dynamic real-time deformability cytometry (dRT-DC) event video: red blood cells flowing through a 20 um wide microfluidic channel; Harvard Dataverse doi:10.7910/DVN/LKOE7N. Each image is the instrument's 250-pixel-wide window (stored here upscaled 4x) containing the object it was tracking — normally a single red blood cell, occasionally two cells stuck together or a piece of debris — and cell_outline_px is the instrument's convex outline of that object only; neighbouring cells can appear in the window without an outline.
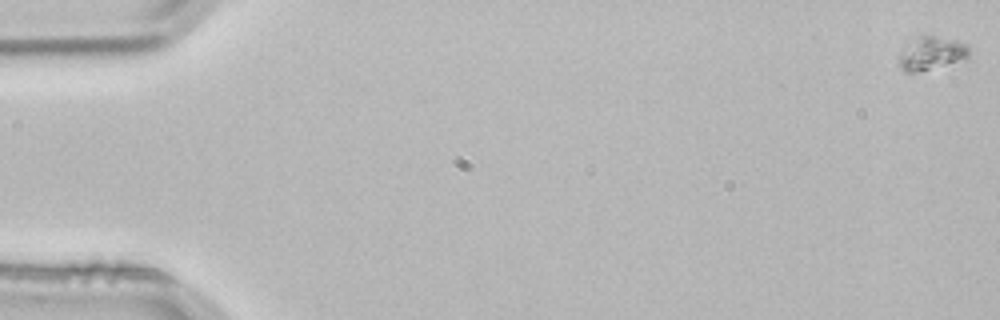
{"species": "common noctule bat (a hibernating species)", "species_latin": "Nyctalus noctula", "temperature_condition": "room temperature", "stored_images_in_passage": 5, "camera_frame_rate_fps": 3000, "um_per_image_px": 0.085, "animal": {"sex": "male", "body_mass_g": 21.5, "forearm_length_mm": 52.0}, "frame": {"image": 1, "passage_image": 1, "time_ms": 0.0, "image_size_px": [1000, 320], "cell_outline_px": [[968, 60], [912, 72], [904, 72], [900, 68], [900, 56], [904, 48], [920, 32], [956, 40], [968, 44]], "centroid_in_image_um": [79.21, 4.48], "position_along_channel_um": 5.8, "area_um2": 13.76}}
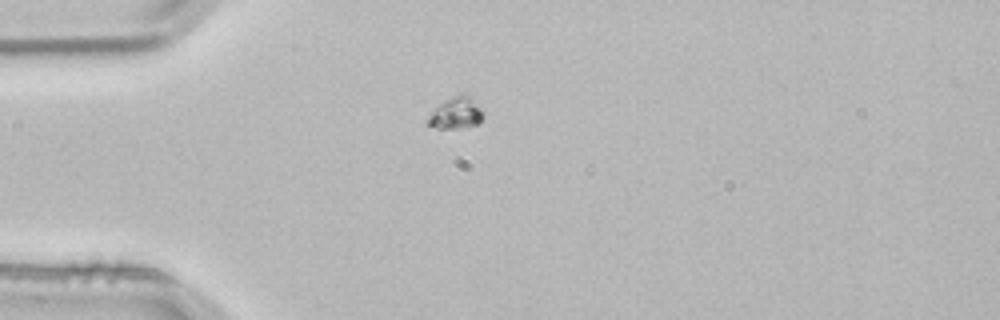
{"frame": {"image": 2, "passage_image": 4, "time_ms": 1.0, "image_size_px": [1000, 320], "cell_outline_px": [[484, 116], [476, 124], [456, 128], [436, 128], [424, 124], [432, 108], [444, 100], [460, 92], [468, 96], [484, 112]], "centroid_in_image_um": [38.67, 9.6], "position_along_channel_um": 46.3, "area_um2": 10.29}}
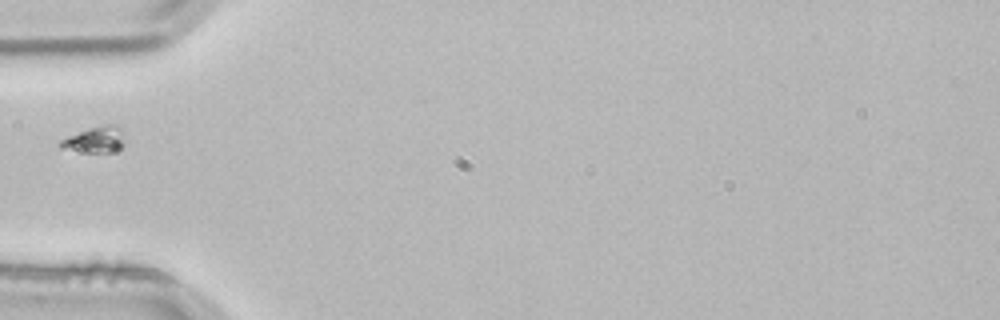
{"frame": {"image": 3, "passage_image": 5, "time_ms": 1.333, "image_size_px": [1000, 320], "cell_outline_px": [[124, 144], [116, 152], [80, 152], [60, 148], [56, 144], [60, 140], [68, 136], [88, 128], [108, 124], [120, 124]], "centroid_in_image_um": [8.06, 11.87], "position_along_channel_um": 76.9, "area_um2": 10.0}}